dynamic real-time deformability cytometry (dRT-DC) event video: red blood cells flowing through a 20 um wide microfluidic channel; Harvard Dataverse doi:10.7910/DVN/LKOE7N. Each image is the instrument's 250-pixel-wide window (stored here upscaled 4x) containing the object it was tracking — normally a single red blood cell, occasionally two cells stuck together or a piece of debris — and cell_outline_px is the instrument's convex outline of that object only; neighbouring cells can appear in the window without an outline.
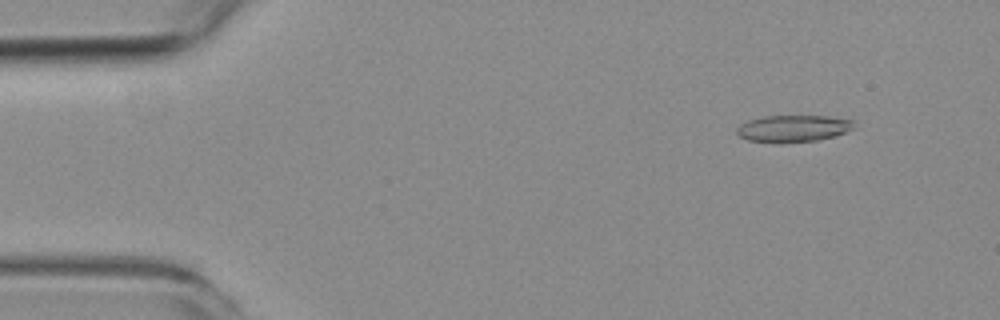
{"species": "common noctule bat (a hibernating species)", "species_latin": "Nyctalus noctula", "temperature_condition": "room temperature", "stored_images_in_passage": 5, "camera_frame_rate_fps": 3000, "um_per_image_px": 0.085, "animal": {"sex": "female", "body_mass_g": 19.3, "forearm_length_mm": 54.1}, "frame": {"image": 1, "passage_image": 2, "time_ms": 1.0, "image_size_px": [1000, 320], "cell_outline_px": [[852, 128], [836, 136], [820, 140], [748, 140], [740, 136], [736, 132], [736, 128], [740, 124], [748, 120], [764, 116], [828, 116], [852, 120]], "centroid_in_image_um": [67.42, 10.87], "position_along_channel_um": 17.6, "area_um2": 17.46}}
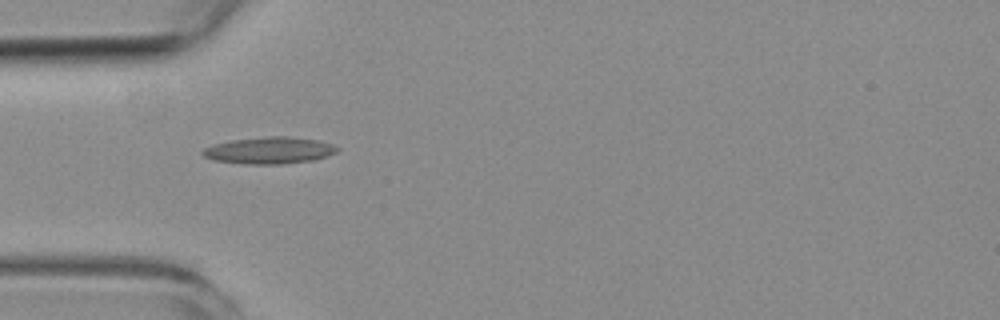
{"frame": {"image": 2, "passage_image": 4, "time_ms": 4.667, "image_size_px": [1000, 320], "cell_outline_px": [[340, 148], [336, 152], [316, 160], [280, 164], [244, 164], [216, 160], [204, 156], [200, 152], [204, 148], [216, 144], [232, 140], [272, 136], [288, 136], [316, 140], [332, 144]], "centroid_in_image_um": [22.92, 12.79], "position_along_channel_um": 62.1, "area_um2": 20.81}}
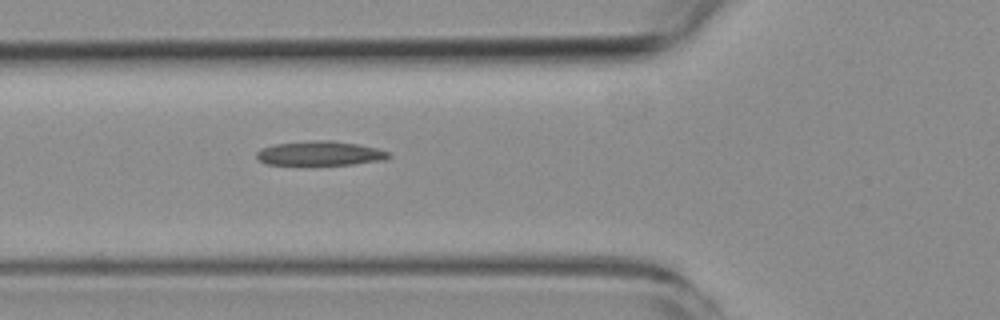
{"frame": {"image": 3, "passage_image": 5, "time_ms": 5.667, "image_size_px": [1000, 320], "cell_outline_px": [[392, 156], [384, 160], [352, 164], [268, 164], [260, 160], [256, 156], [256, 152], [260, 148], [276, 144], [312, 140], [332, 140], [356, 144], [376, 148], [388, 152]], "centroid_in_image_um": [27.21, 13.02], "position_along_channel_um": 98.6, "area_um2": 18.5}}